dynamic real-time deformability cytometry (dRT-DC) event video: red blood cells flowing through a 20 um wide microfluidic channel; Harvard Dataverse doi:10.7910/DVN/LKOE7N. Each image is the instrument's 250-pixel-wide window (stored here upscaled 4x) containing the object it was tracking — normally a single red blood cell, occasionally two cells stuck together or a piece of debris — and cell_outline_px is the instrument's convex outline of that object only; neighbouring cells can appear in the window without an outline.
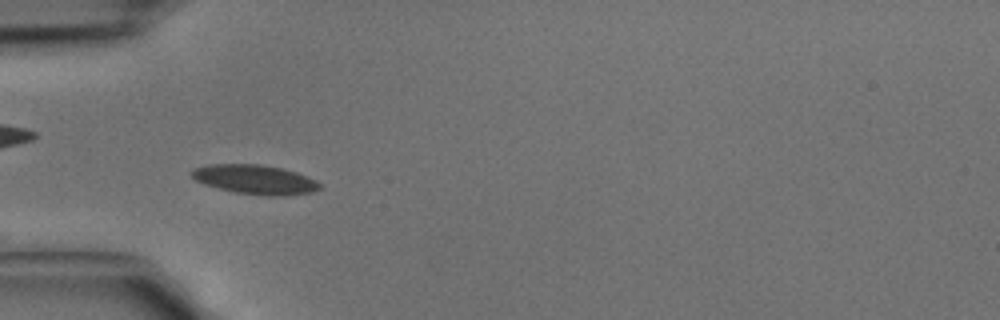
{"species": "common noctule bat (a hibernating species)", "species_latin": "Nyctalus noctula", "temperature_condition": "cold", "stored_images_in_passage": 31, "camera_frame_rate_fps": 3000, "um_per_image_px": 0.085, "animal": {"sex": "male", "body_mass_g": 15.6}, "frame": {"image": 1, "passage_image": 1, "time_ms": 0.0, "image_size_px": [1000, 320], "cell_outline_px": [[320, 188], [312, 192], [284, 196], [264, 196], [236, 192], [204, 184], [196, 180], [188, 172], [192, 168], [208, 164], [260, 164], [280, 168], [296, 172], [308, 176], [316, 180], [320, 184]], "centroid_in_image_um": [21.66, 15.25], "position_along_channel_um": 63.3, "area_um2": 21.96}}
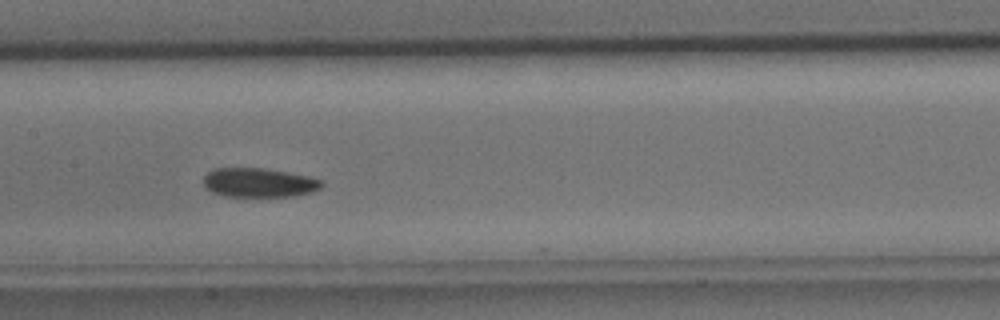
{"frame": {"image": 2, "passage_image": 9, "time_ms": 2.667, "image_size_px": [1000, 320], "cell_outline_px": [[324, 184], [320, 188], [312, 192], [296, 196], [224, 196], [212, 192], [204, 184], [204, 176], [208, 172], [216, 168], [268, 168], [308, 176], [320, 180]], "centroid_in_image_um": [22.03, 15.52], "position_along_channel_um": 185.4, "area_um2": 20.06}}
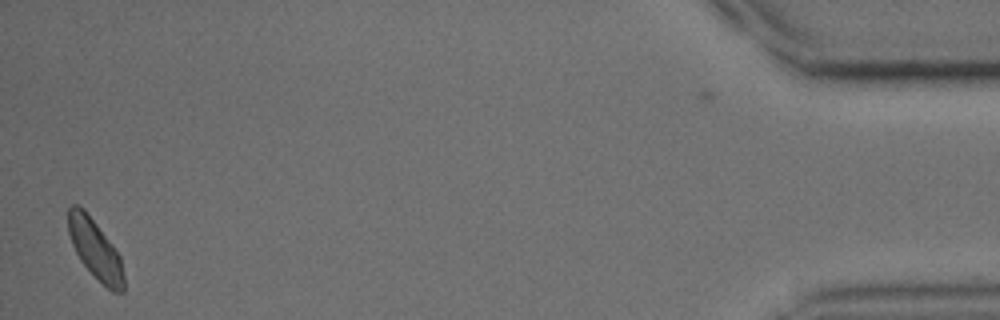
{"frame": {"image": 3, "passage_image": 30, "time_ms": 9.667, "image_size_px": [1000, 320], "cell_outline_px": [[124, 292], [112, 292], [80, 260], [72, 244], [68, 232], [68, 208], [72, 204], [76, 204], [84, 208], [112, 244], [120, 256], [124, 276]], "centroid_in_image_um": [8.09, 21.16], "position_along_channel_um": 427.1, "area_um2": 18.96}}